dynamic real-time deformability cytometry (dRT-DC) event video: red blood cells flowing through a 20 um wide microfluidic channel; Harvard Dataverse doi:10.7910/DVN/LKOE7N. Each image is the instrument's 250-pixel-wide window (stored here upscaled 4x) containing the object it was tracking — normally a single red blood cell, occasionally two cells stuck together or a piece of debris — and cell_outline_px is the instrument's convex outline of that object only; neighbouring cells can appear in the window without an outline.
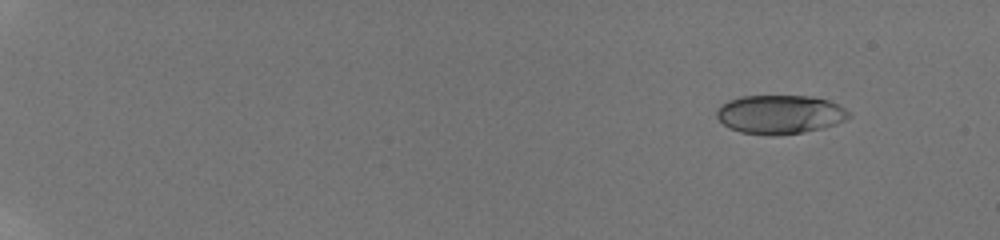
{"species": "human", "species_latin": "Homo sapiens", "temperature_condition": "room temperature", "stored_images_in_passage": 52, "camera_frame_rate_fps": 3000, "um_per_image_px": 0.085, "donor": {"sex": "male"}, "frame": {"image": 1, "passage_image": 1, "time_ms": 0.0, "image_size_px": [1000, 240], "cell_outline_px": [[852, 116], [836, 124], [804, 132], [776, 136], [768, 136], [740, 132], [728, 128], [716, 116], [716, 108], [720, 104], [728, 100], [740, 96], [812, 96], [828, 100], [852, 112]], "centroid_in_image_um": [66.27, 9.73], "position_along_channel_um": 18.7, "area_um2": 30.29}}
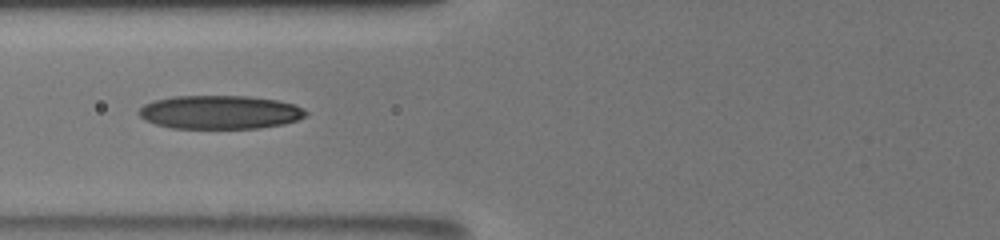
{"frame": {"image": 2, "passage_image": 22, "time_ms": 7.0, "image_size_px": [1000, 240], "cell_outline_px": [[308, 116], [284, 124], [260, 128], [172, 128], [156, 124], [144, 120], [136, 112], [144, 104], [152, 100], [172, 96], [248, 96], [276, 100], [296, 104], [304, 108], [308, 112]], "centroid_in_image_um": [18.7, 9.53], "position_along_channel_um": 107.1, "area_um2": 33.0}}
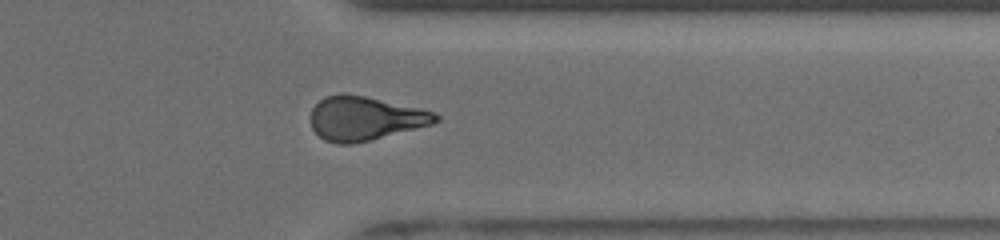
{"frame": {"image": 3, "passage_image": 43, "time_ms": 14.0, "image_size_px": [1000, 240], "cell_outline_px": [[440, 120], [432, 124], [352, 144], [340, 144], [324, 140], [312, 128], [312, 108], [324, 96], [340, 92], [344, 92], [364, 96], [436, 112], [440, 116]], "centroid_in_image_um": [31.01, 10.04], "position_along_channel_um": 380.4, "area_um2": 31.67}, "authors_computed_cell_mechanics": {"area_um2": 31.1831, "velocity_mm_per_s": 3.9015, "shape_relaxation_time_tau1_ms": null, "shape_relaxation_time_tau2_ms": 3.6268, "deformation_change_tau1": null, "deformation_change_tau2": 0.1301}}